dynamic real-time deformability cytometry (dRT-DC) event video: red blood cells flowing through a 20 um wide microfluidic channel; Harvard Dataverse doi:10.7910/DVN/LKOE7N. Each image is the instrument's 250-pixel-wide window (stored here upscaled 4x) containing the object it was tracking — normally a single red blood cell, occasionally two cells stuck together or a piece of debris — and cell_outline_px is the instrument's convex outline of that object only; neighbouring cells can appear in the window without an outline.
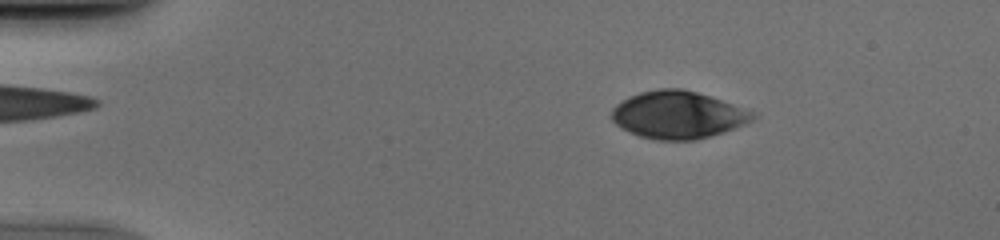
{"species": "human", "species_latin": "Homo sapiens", "temperature_condition": "cold", "stored_images_in_passage": 46, "camera_frame_rate_fps": 3000, "um_per_image_px": 0.085, "donor": {"sex": "male"}, "frame": {"image": 1, "passage_image": 4, "time_ms": 1.0, "image_size_px": [1000, 240], "cell_outline_px": [[756, 116], [752, 120], [744, 124], [724, 132], [696, 140], [656, 140], [640, 136], [620, 128], [612, 120], [612, 108], [616, 104], [628, 96], [640, 92], [660, 88], [680, 88], [696, 92], [756, 112]], "centroid_in_image_um": [57.6, 9.77], "position_along_channel_um": 27.4, "area_um2": 38.9}}
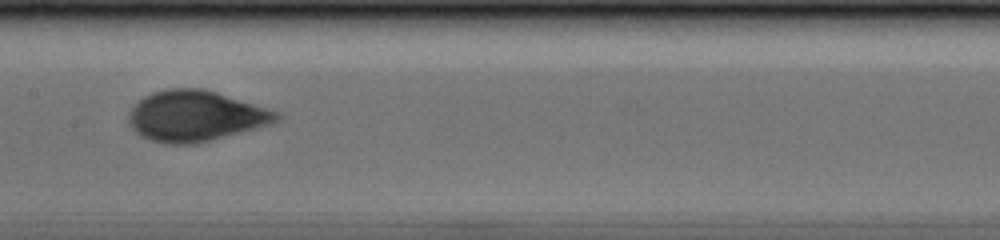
{"frame": {"image": 2, "passage_image": 22, "time_ms": 7.0, "image_size_px": [1000, 240], "cell_outline_px": [[280, 120], [272, 124], [196, 144], [168, 144], [148, 140], [140, 136], [128, 124], [128, 112], [144, 96], [152, 92], [168, 88], [200, 88], [216, 92], [276, 112], [280, 116]], "centroid_in_image_um": [16.55, 9.88], "position_along_channel_um": 190.8, "area_um2": 43.41}}
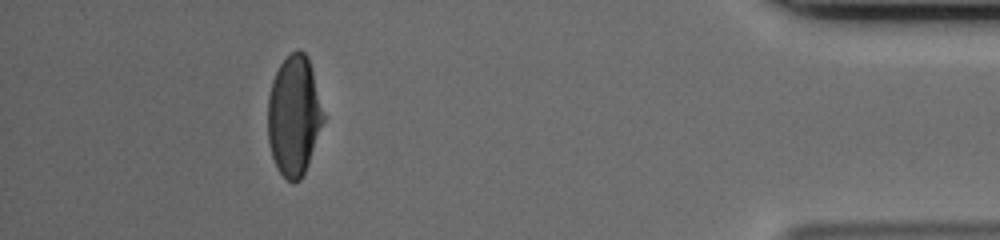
{"frame": {"image": 3, "passage_image": 42, "time_ms": 13.667, "image_size_px": [1000, 240], "cell_outline_px": [[324, 120], [308, 164], [300, 180], [292, 184], [276, 168], [272, 156], [268, 140], [268, 96], [272, 80], [280, 64], [292, 52], [300, 48], [308, 56], [324, 116]], "centroid_in_image_um": [24.97, 9.84], "position_along_channel_um": 410.2, "area_um2": 38.61}}